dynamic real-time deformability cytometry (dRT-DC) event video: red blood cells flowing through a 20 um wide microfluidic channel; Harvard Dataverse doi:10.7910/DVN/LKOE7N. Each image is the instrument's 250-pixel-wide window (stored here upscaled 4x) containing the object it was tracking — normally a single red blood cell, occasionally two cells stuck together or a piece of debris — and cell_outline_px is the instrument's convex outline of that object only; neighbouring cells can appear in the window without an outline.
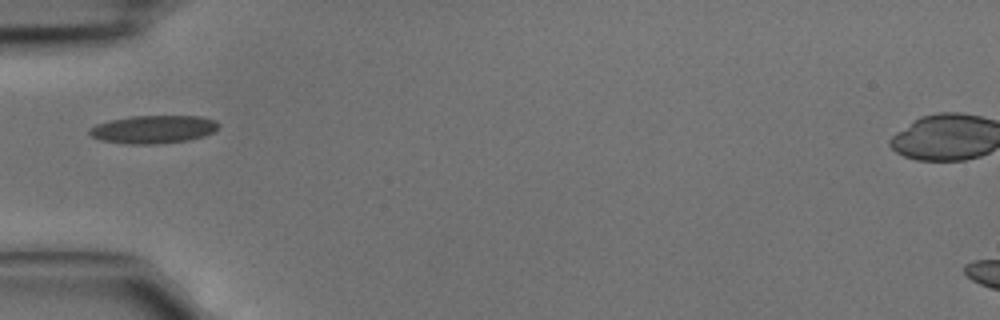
{"species": "common noctule bat (a hibernating species)", "species_latin": "Nyctalus noctula", "temperature_condition": "cold", "stored_images_in_passage": 6, "camera_frame_rate_fps": 3000, "um_per_image_px": 0.085, "animal": {"sex": "male", "body_mass_g": 15.6}, "frame": {"image": 1, "passage_image": 5, "time_ms": 1.333, "image_size_px": [1000, 320], "cell_outline_px": [[220, 124], [212, 132], [204, 136], [188, 140], [156, 144], [128, 144], [100, 140], [92, 136], [88, 132], [88, 128], [96, 124], [112, 120], [132, 116], [200, 116], [216, 120]], "centroid_in_image_um": [13.03, 10.99], "position_along_channel_um": 72.0, "area_um2": 21.04}}